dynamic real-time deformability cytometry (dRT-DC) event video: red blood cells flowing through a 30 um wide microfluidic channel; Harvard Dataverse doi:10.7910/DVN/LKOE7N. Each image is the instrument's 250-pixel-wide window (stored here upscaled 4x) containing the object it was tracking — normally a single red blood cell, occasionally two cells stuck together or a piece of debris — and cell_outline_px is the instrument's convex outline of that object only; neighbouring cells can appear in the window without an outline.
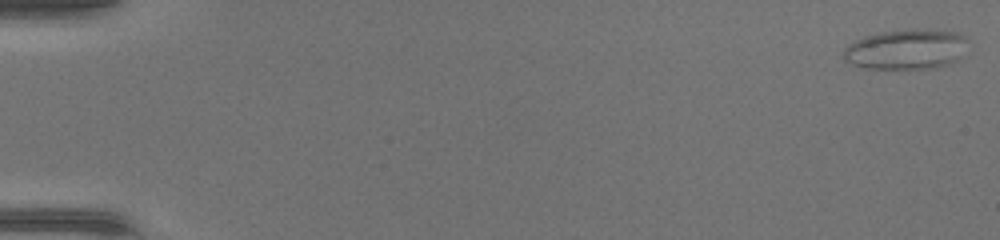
{"species": "common noctule bat (a hibernating species)", "species_latin": "Nyctalus noctula", "temperature_condition": "warm", "stored_images_in_passage": 47, "camera_frame_rate_fps": 3000, "um_per_image_px": 0.085, "animal": {"sex": "female", "body_mass_g": 17.0, "forearm_length_mm": 48.0}, "frame": {"image": 1, "passage_image": 1, "time_ms": 0.0, "image_size_px": [1000, 240], "cell_outline_px": [[968, 40], [960, 56], [956, 60], [948, 64], [936, 68], [864, 68], [852, 64], [844, 60], [844, 48], [848, 44], [864, 36], [880, 32], [916, 28], [956, 32], [964, 36]], "centroid_in_image_um": [77.01, 4.18], "position_along_channel_um": 8.0, "area_um2": 29.02}}
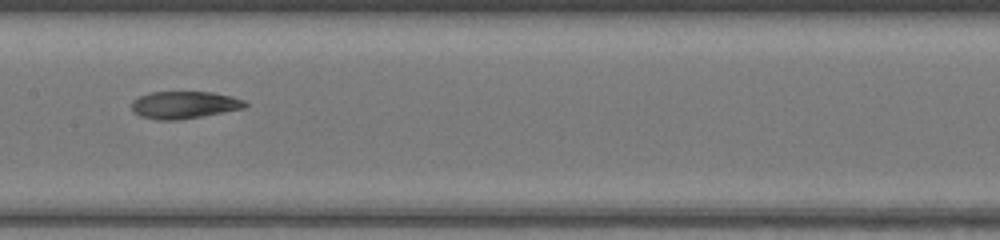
{"frame": {"image": 2, "passage_image": 25, "time_ms": 8.0, "image_size_px": [1000, 240], "cell_outline_px": [[248, 104], [244, 108], [180, 120], [156, 120], [140, 116], [132, 112], [132, 100], [140, 96], [152, 92], [212, 92], [232, 96], [244, 100]], "centroid_in_image_um": [15.64, 8.92], "position_along_channel_um": 191.8, "area_um2": 18.09}}
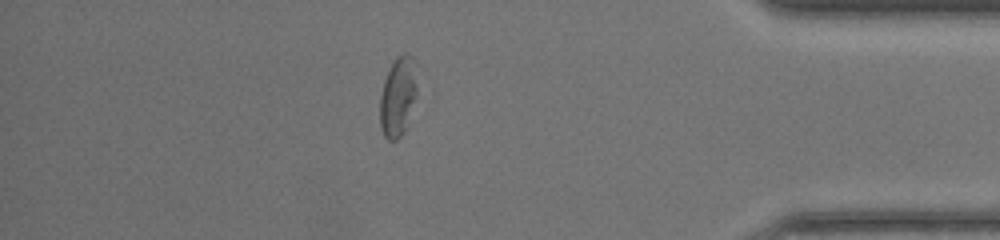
{"frame": {"image": 3, "passage_image": 41, "time_ms": 13.333, "image_size_px": [1000, 240], "cell_outline_px": [[420, 96], [404, 132], [396, 140], [388, 140], [384, 136], [380, 128], [380, 96], [384, 80], [396, 56], [404, 52], [408, 52], [416, 60]], "centroid_in_image_um": [33.91, 8.17], "position_along_channel_um": 401.3, "area_um2": 18.38}}